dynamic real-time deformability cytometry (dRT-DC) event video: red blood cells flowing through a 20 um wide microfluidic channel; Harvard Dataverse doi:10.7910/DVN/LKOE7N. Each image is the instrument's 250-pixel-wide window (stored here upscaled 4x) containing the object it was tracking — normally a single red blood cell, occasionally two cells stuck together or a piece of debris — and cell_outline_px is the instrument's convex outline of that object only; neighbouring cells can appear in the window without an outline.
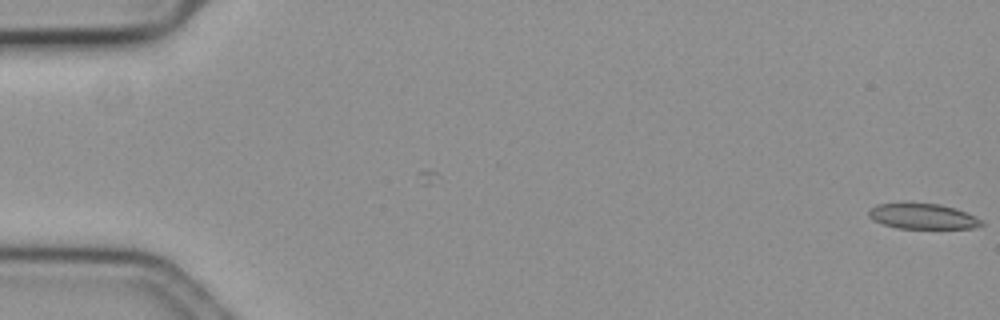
{"species": "common noctule bat (a hibernating species)", "species_latin": "Nyctalus noctula", "temperature_condition": "cold", "stored_images_in_passage": 62, "camera_frame_rate_fps": 3000, "um_per_image_px": 0.085, "animal": {"sex": "female", "body_mass_g": 19.3, "forearm_length_mm": 54.1}, "frame": {"image": 1, "passage_image": 1, "time_ms": 0.0, "image_size_px": [1000, 320], "cell_outline_px": [[984, 224], [976, 228], [896, 228], [872, 220], [868, 216], [868, 212], [876, 204], [940, 204], [956, 208], [976, 216], [984, 220]], "centroid_in_image_um": [78.49, 18.4], "position_along_channel_um": 6.5, "area_um2": 16.59}}
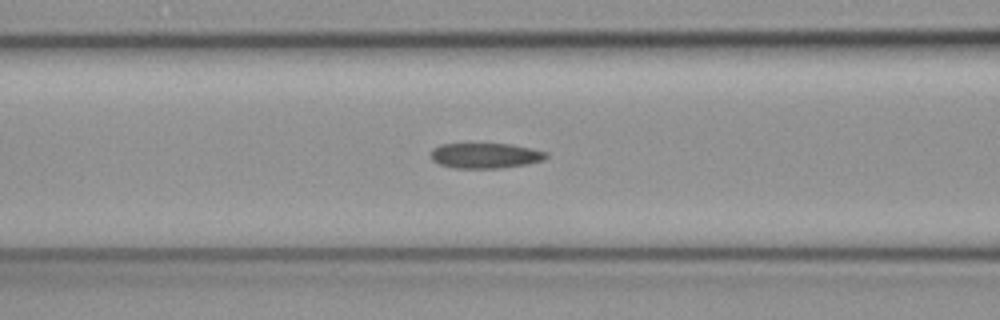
{"frame": {"image": 2, "passage_image": 26, "time_ms": 8.333, "image_size_px": [1000, 320], "cell_outline_px": [[548, 156], [544, 160], [528, 164], [500, 168], [452, 168], [440, 164], [432, 160], [432, 148], [440, 144], [512, 144], [532, 148], [548, 152]], "centroid_in_image_um": [41.29, 13.23], "position_along_channel_um": 125.3, "area_um2": 17.11}}
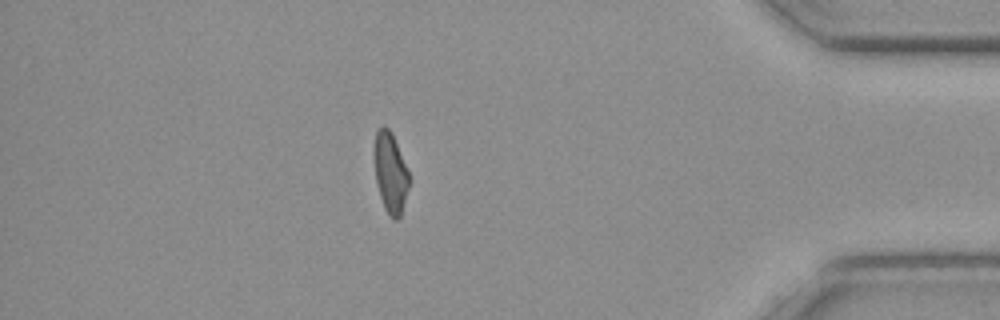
{"frame": {"image": 3, "passage_image": 53, "time_ms": 17.333, "image_size_px": [1000, 320], "cell_outline_px": [[412, 180], [400, 216], [396, 220], [392, 220], [388, 216], [384, 208], [376, 184], [376, 132], [384, 124], [392, 132]], "centroid_in_image_um": [33.24, 14.75], "position_along_channel_um": 402.0, "area_um2": 16.24}}